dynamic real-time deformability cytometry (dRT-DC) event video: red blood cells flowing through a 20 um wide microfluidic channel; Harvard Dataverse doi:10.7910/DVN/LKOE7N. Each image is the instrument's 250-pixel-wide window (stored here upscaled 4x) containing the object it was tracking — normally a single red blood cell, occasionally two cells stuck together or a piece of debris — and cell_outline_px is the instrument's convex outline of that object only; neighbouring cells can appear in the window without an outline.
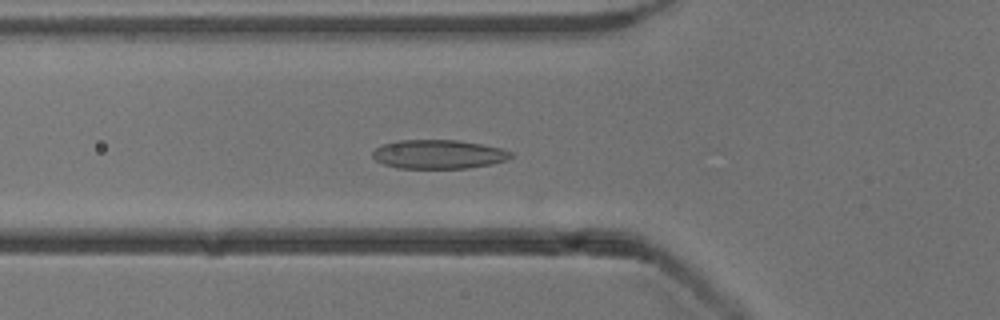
{"species": "common noctule bat (a hibernating species)", "species_latin": "Nyctalus noctula", "temperature_condition": "cold", "stored_images_in_passage": 37, "camera_frame_rate_fps": 3000, "um_per_image_px": 0.085, "animal": {"sex": "male", "body_mass_g": 13.3}, "frame": {"image": 1, "passage_image": 5, "time_ms": 1.333, "image_size_px": [1000, 320], "cell_outline_px": [[512, 156], [508, 160], [492, 164], [468, 168], [396, 168], [384, 164], [376, 160], [372, 156], [372, 152], [376, 148], [384, 144], [400, 140], [456, 140], [480, 144], [500, 148], [512, 152]], "centroid_in_image_um": [37.28, 13.12], "position_along_channel_um": 88.5, "area_um2": 23.24}}
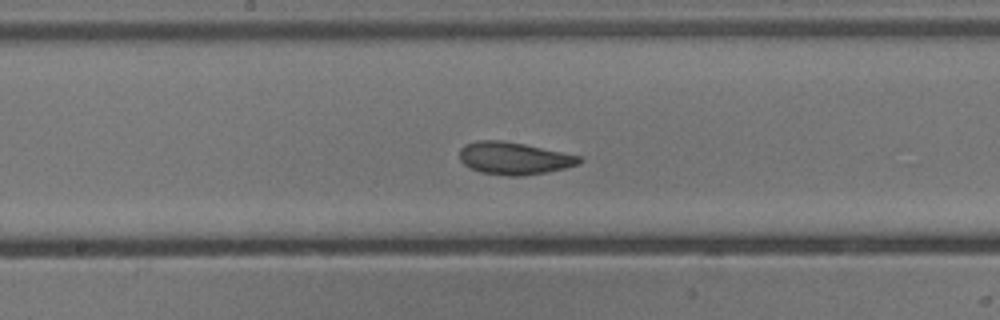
{"frame": {"image": 2, "passage_image": 14, "time_ms": 4.333, "image_size_px": [1000, 320], "cell_outline_px": [[584, 160], [580, 164], [548, 172], [524, 176], [508, 176], [480, 172], [464, 164], [460, 160], [460, 148], [464, 144], [476, 140], [500, 140], [524, 144], [584, 156]], "centroid_in_image_um": [43.73, 13.45], "position_along_channel_um": 204.5, "area_um2": 22.89}}
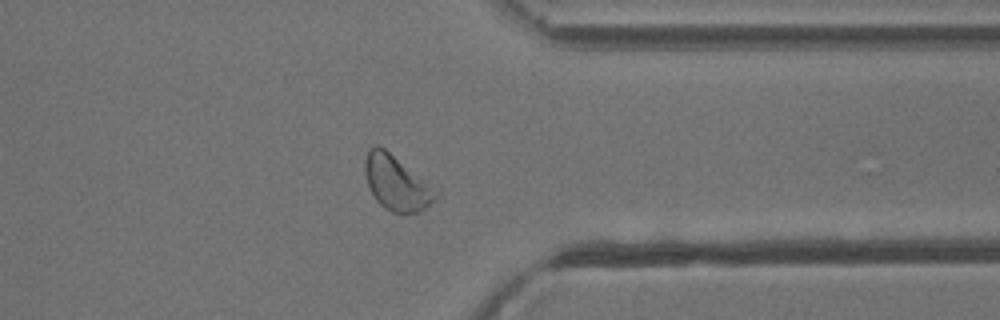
{"frame": {"image": 3, "passage_image": 28, "time_ms": 9.0, "image_size_px": [1000, 320], "cell_outline_px": [[440, 196], [436, 200], [420, 212], [392, 212], [384, 208], [376, 200], [368, 184], [364, 172], [364, 160], [368, 152], [376, 144], [384, 148], [440, 188]], "centroid_in_image_um": [33.8, 15.55], "position_along_channel_um": 377.6, "area_um2": 23.12}}